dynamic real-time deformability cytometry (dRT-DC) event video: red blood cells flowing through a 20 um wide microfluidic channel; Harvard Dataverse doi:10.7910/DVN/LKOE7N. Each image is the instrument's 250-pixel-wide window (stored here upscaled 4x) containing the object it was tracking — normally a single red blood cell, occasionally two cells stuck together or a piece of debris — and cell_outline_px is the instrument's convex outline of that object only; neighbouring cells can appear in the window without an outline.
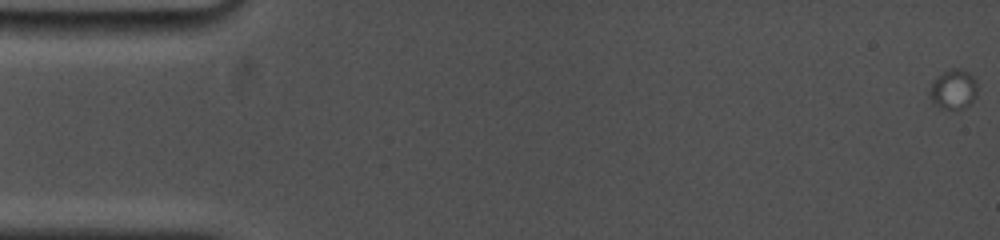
{"species": "common noctule bat (a hibernating species)", "species_latin": "Nyctalus noctula", "temperature_condition": "cold", "stored_images_in_passage": 6, "camera_frame_rate_fps": 5000, "um_per_image_px": 0.085, "animal": {"sex": "female", "body_mass_g": 19.0, "forearm_length_mm": 53.3}, "frame": {"image": 1, "passage_image": 1, "time_ms": 0.0, "image_size_px": [1000, 240], "cell_outline_px": [[976, 96], [968, 104], [960, 108], [936, 108], [928, 96], [928, 92], [936, 76], [952, 68], [960, 68], [968, 72], [976, 80]], "centroid_in_image_um": [80.99, 7.58], "position_along_channel_um": 4.0, "area_um2": 10.98}}